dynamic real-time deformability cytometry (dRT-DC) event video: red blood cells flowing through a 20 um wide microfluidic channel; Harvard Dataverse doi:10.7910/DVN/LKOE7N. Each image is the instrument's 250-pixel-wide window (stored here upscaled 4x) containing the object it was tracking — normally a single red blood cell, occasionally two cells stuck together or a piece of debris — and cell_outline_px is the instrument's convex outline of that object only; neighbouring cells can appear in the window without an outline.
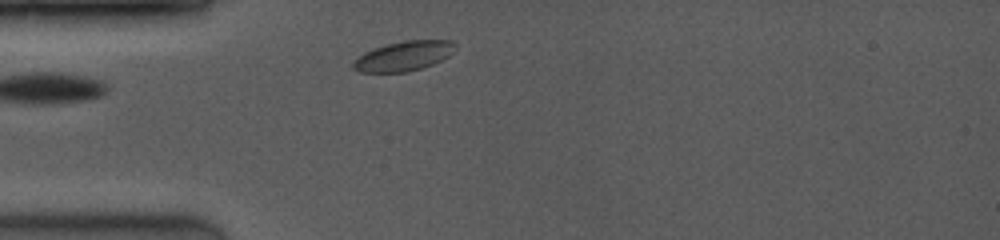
{"species": "common noctule bat (a hibernating species)", "species_latin": "Nyctalus noctula", "temperature_condition": "room temperature", "stored_images_in_passage": 8, "camera_frame_rate_fps": 4000, "um_per_image_px": 0.085, "animal": {"sex": "female", "body_mass_g": 19.0, "forearm_length_mm": 53.3}, "frame": {"image": 1, "passage_image": 1, "time_ms": 0.0, "image_size_px": [1000, 240], "cell_outline_px": [[456, 44], [452, 52], [448, 56], [432, 64], [408, 72], [360, 72], [352, 68], [352, 64], [360, 56], [376, 48], [388, 44], [408, 40], [448, 40]], "centroid_in_image_um": [34.33, 4.77], "position_along_channel_um": 50.7, "area_um2": 17.17}}
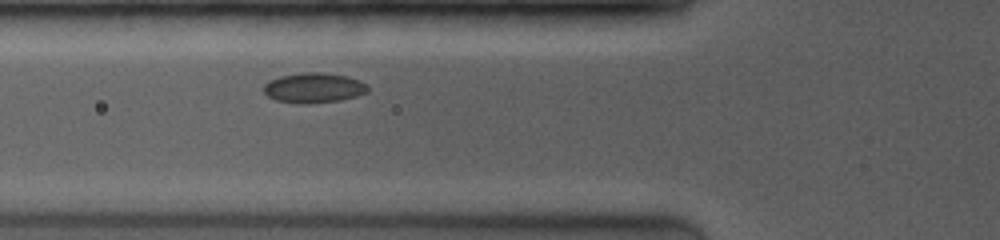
{"frame": {"image": 2, "passage_image": 4, "time_ms": 0.75, "image_size_px": [1000, 240], "cell_outline_px": [[368, 92], [356, 96], [340, 100], [308, 104], [296, 104], [276, 100], [268, 96], [264, 92], [264, 84], [280, 76], [312, 72], [320, 72], [348, 76], [360, 80], [368, 88]], "centroid_in_image_um": [26.68, 7.48], "position_along_channel_um": 99.1, "area_um2": 18.09}}
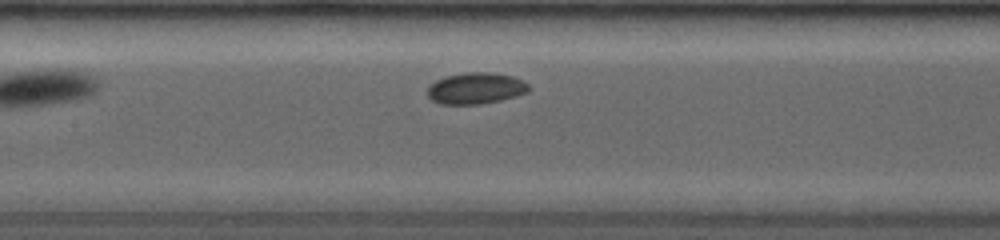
{"frame": {"image": 3, "passage_image": 8, "time_ms": 1.75, "image_size_px": [1000, 240], "cell_outline_px": [[528, 92], [516, 96], [500, 100], [480, 104], [440, 104], [432, 100], [428, 96], [428, 88], [436, 80], [448, 76], [472, 72], [484, 72], [512, 76], [528, 84]], "centroid_in_image_um": [40.43, 7.52], "position_along_channel_um": 167.0, "area_um2": 18.09}}